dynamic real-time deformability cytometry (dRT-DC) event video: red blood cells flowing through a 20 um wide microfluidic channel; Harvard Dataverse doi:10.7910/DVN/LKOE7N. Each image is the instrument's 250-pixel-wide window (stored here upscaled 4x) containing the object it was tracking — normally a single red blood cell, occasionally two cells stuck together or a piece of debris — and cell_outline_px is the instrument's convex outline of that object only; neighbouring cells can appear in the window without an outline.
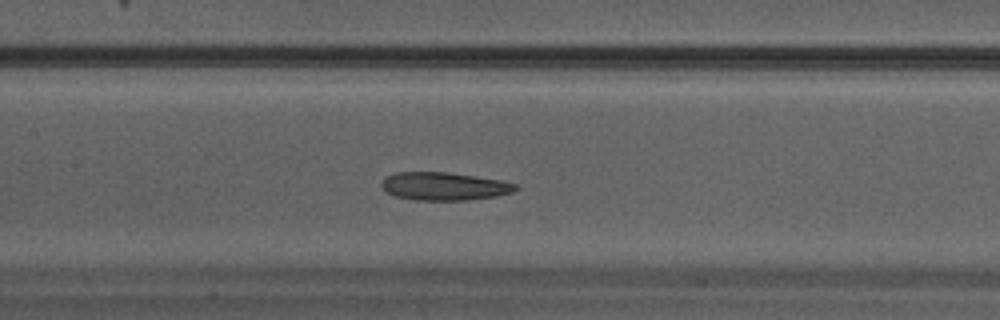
{"species": "Egyptian fruit bat (a non-hibernating species)", "species_latin": "Rousettus aegyptiacus", "temperature_condition": "warm", "stored_images_in_passage": 31, "camera_frame_rate_fps": 3000, "um_per_image_px": 0.085, "animal": {"sex": "male"}, "frame": {"image": 1, "passage_image": 14, "time_ms": 4.333, "image_size_px": [1000, 320], "cell_outline_px": [[520, 188], [512, 192], [496, 196], [468, 200], [416, 200], [392, 196], [380, 184], [384, 176], [396, 172], [448, 172], [500, 180], [516, 184]], "centroid_in_image_um": [37.73, 15.83], "position_along_channel_um": 169.7, "area_um2": 21.96}}